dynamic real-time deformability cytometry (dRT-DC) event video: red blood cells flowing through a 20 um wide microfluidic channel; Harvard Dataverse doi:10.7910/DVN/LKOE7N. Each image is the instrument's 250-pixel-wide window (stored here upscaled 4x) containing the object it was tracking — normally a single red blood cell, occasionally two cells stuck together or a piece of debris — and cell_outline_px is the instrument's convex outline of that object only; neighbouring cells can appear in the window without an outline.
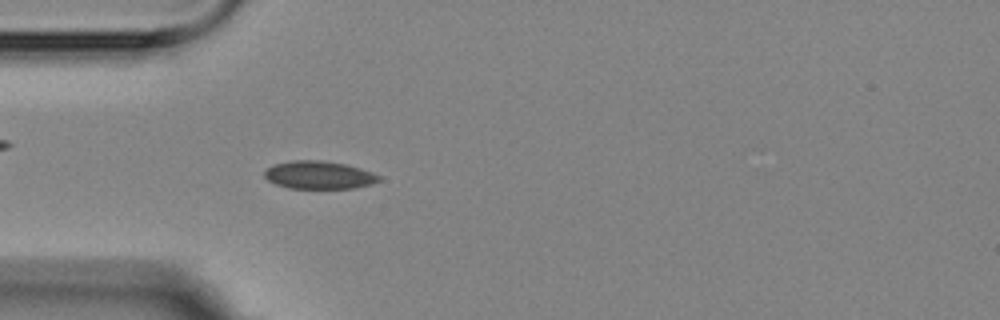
{"species": "Egyptian fruit bat (a non-hibernating species)", "species_latin": "Rousettus aegyptiacus", "temperature_condition": "room temperature", "stored_images_in_passage": 1, "camera_frame_rate_fps": 3000, "um_per_image_px": 0.085, "animal": {"sex": "female"}, "frame": {"image": 1, "passage_image": 1, "time_ms": 0.0, "image_size_px": [1000, 320], "cell_outline_px": [[380, 180], [372, 184], [356, 188], [288, 188], [276, 184], [268, 180], [264, 176], [264, 172], [272, 164], [292, 160], [320, 160], [344, 164], [360, 168], [372, 172], [380, 176]], "centroid_in_image_um": [27.1, 14.87], "position_along_channel_um": 57.9, "area_um2": 18.61}}